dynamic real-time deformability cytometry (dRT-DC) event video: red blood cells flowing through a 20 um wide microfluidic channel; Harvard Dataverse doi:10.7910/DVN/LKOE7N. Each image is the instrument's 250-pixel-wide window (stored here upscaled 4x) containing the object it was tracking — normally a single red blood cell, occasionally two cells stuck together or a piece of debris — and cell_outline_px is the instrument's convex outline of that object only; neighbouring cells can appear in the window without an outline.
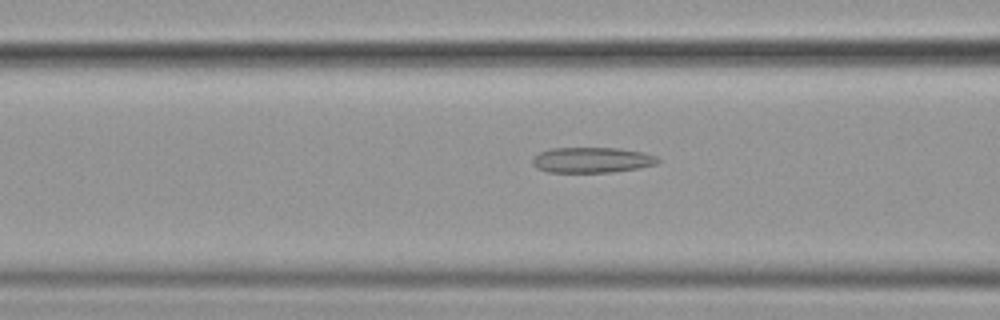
{"species": "common noctule bat (a hibernating species)", "species_latin": "Nyctalus noctula", "temperature_condition": "cold", "stored_images_in_passage": 55, "camera_frame_rate_fps": 3000, "um_per_image_px": 0.085, "animal": {"sex": "female", "body_mass_g": 19.9}, "frame": {"image": 1, "passage_image": 22, "time_ms": 7.0, "image_size_px": [1000, 320], "cell_outline_px": [[660, 160], [656, 164], [640, 168], [612, 172], [548, 172], [536, 168], [532, 164], [532, 156], [540, 152], [552, 148], [616, 148], [644, 152], [656, 156]], "centroid_in_image_um": [50.3, 13.6], "position_along_channel_um": 116.3, "area_um2": 18.73}}
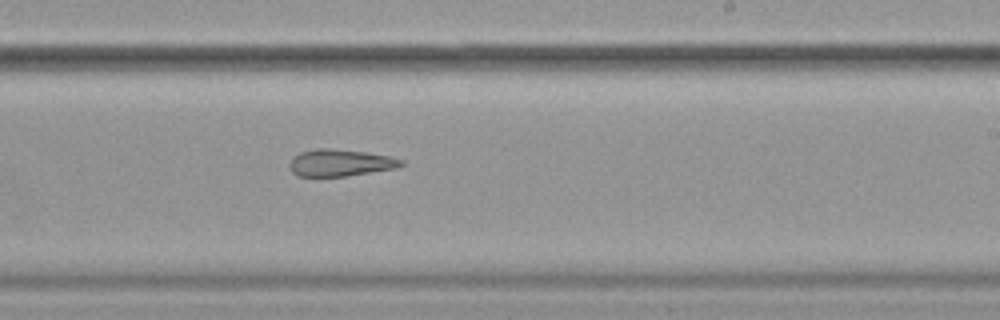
{"frame": {"image": 2, "passage_image": 34, "time_ms": 11.0, "image_size_px": [1000, 320], "cell_outline_px": [[404, 164], [396, 168], [344, 176], [296, 176], [292, 172], [288, 164], [292, 156], [300, 152], [316, 148], [328, 148], [364, 152], [388, 156], [404, 160]], "centroid_in_image_um": [28.86, 13.83], "position_along_channel_um": 260.1, "area_um2": 17.46}}
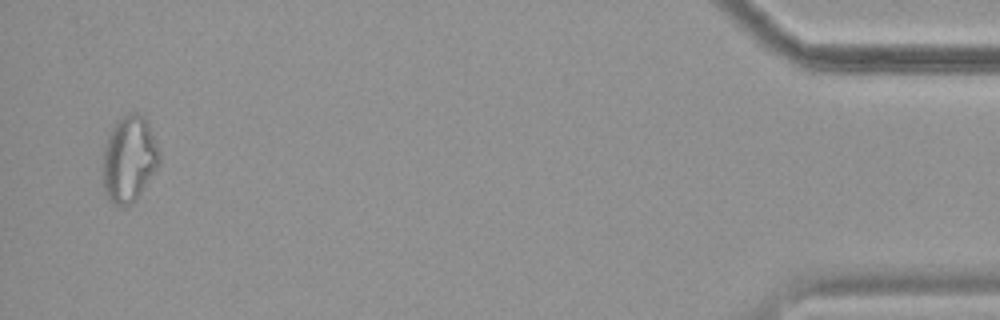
{"frame": {"image": 3, "passage_image": 54, "time_ms": 17.667, "image_size_px": [1000, 320], "cell_outline_px": [[160, 164], [136, 200], [132, 204], [116, 204], [108, 200], [104, 192], [104, 152], [108, 136], [112, 128], [128, 112], [136, 112], [144, 116], [160, 148]], "centroid_in_image_um": [11.02, 13.51], "position_along_channel_um": 424.2, "area_um2": 28.15}, "authors_computed_cell_mechanics": {"area_um2": 21.5594, "velocity_mm_per_s": 3.6107, "shape_relaxation_time_tau1_ms": null, "shape_relaxation_time_tau2_ms": 5.2418, "deformation_change_tau1": null, "deformation_change_tau2": 0.1596}}